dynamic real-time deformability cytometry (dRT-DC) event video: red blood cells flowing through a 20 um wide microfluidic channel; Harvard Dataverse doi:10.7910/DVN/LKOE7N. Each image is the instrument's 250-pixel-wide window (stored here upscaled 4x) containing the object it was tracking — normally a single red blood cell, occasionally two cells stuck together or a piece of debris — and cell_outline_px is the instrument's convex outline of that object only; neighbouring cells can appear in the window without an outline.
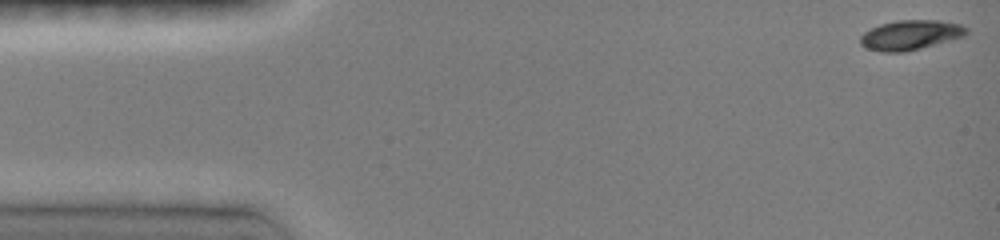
{"species": "common noctule bat (a hibernating species)", "species_latin": "Nyctalus noctula", "temperature_condition": "room temperature", "stored_images_in_passage": 84, "camera_frame_rate_fps": 3000, "um_per_image_px": 0.085, "animal": {"sex": "female", "body_mass_g": 19.0, "forearm_length_mm": 51.5}, "frame": {"image": 1, "passage_image": 1, "time_ms": 0.0, "image_size_px": [1000, 240], "cell_outline_px": [[968, 32], [964, 36], [920, 48], [904, 52], [880, 52], [864, 48], [860, 44], [860, 36], [864, 32], [880, 24], [896, 20], [936, 20], [960, 24], [968, 28]], "centroid_in_image_um": [77.35, 2.98], "position_along_channel_um": 7.7, "area_um2": 18.38}}
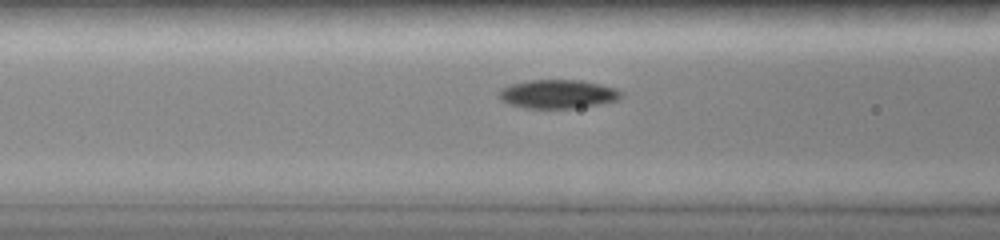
{"frame": {"image": 2, "passage_image": 27, "time_ms": 5.667, "image_size_px": [1000, 240], "cell_outline_px": [[620, 96], [616, 100], [600, 104], [572, 108], [524, 108], [508, 104], [500, 100], [500, 88], [512, 84], [528, 80], [580, 80], [600, 84], [616, 88], [620, 92]], "centroid_in_image_um": [47.37, 7.99], "position_along_channel_um": 119.2, "area_um2": 20.29}}
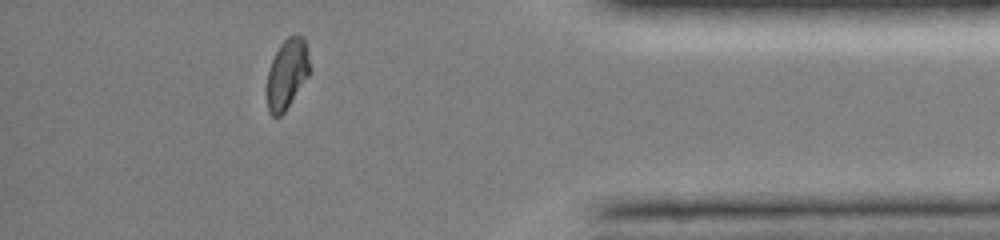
{"frame": {"image": 3, "passage_image": 74, "time_ms": 13.333, "image_size_px": [1000, 240], "cell_outline_px": [[308, 76], [284, 112], [280, 116], [272, 116], [268, 112], [268, 68], [280, 44], [288, 36], [300, 36], [304, 40], [308, 60]], "centroid_in_image_um": [24.37, 6.3], "position_along_channel_um": 410.8, "area_um2": 16.76}, "authors_computed_cell_mechanics": {"area_um2": 19.2474, "velocity_mm_per_s": 4.1031, "shape_relaxation_time_tau1_ms": 3.9992, "shape_relaxation_time_tau2_ms": 3.0483, "deformation_change_tau1": 0.1921, "deformation_change_tau2": 0.0531}}